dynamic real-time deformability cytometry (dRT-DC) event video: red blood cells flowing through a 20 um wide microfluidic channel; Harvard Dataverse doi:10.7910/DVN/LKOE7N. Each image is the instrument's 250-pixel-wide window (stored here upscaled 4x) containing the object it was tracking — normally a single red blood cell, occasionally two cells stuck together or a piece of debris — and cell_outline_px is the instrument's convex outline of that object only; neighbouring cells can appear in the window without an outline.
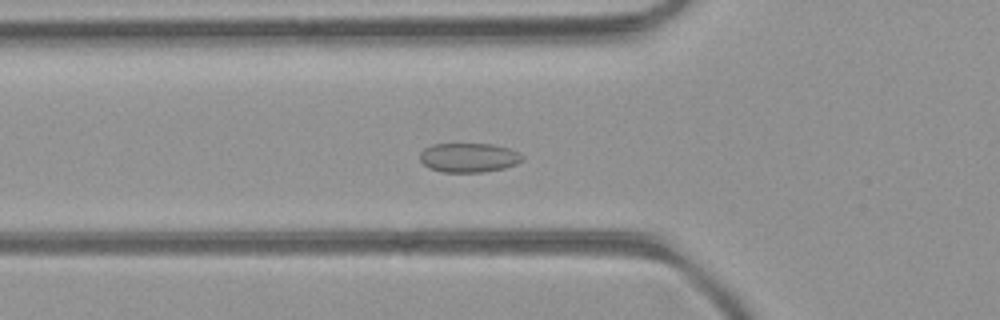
{"species": "common noctule bat (a hibernating species)", "species_latin": "Nyctalus noctula", "temperature_condition": "room temperature", "stored_images_in_passage": 50, "segment_of_instrument_passage": [1, 2], "camera_frame_rate_fps": 3000, "um_per_image_px": 0.085, "animal": {"sex": "female", "body_mass_g": 21.9}, "frame": {"image": 1, "passage_image": 17, "time_ms": 5.333, "image_size_px": [1000, 320], "cell_outline_px": [[524, 160], [516, 164], [504, 168], [484, 172], [440, 172], [428, 168], [420, 160], [420, 152], [424, 148], [432, 144], [492, 144], [508, 148], [520, 152], [524, 156]], "centroid_in_image_um": [39.85, 13.4], "position_along_channel_um": 85.9, "area_um2": 17.69}}
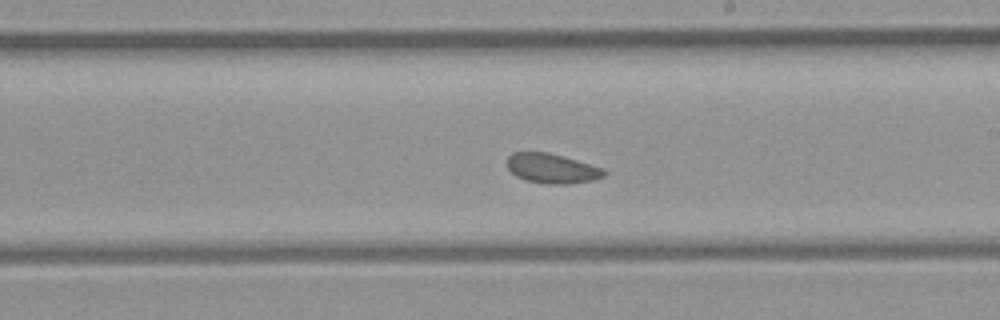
{"frame": {"image": 2, "passage_image": 28, "time_ms": 9.0, "image_size_px": [1000, 320], "cell_outline_px": [[608, 172], [604, 176], [592, 180], [568, 184], [548, 184], [524, 180], [516, 176], [508, 168], [508, 156], [512, 152], [548, 152], [604, 168]], "centroid_in_image_um": [46.92, 14.32], "position_along_channel_um": 242.1, "area_um2": 16.76}}
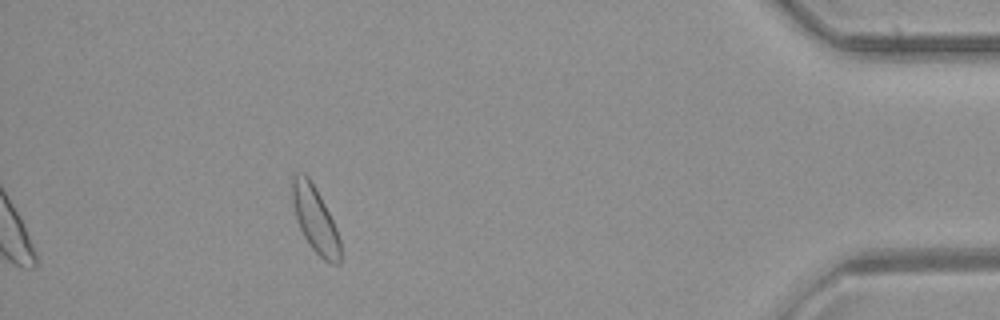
{"frame": {"image": 3, "passage_image": 44, "time_ms": 14.333, "image_size_px": [1000, 320], "cell_outline_px": [[340, 264], [332, 264], [324, 260], [308, 244], [300, 228], [292, 204], [292, 172], [304, 172], [308, 176], [316, 188], [336, 228], [340, 240]], "centroid_in_image_um": [26.76, 18.62], "position_along_channel_um": 408.4, "area_um2": 18.38}}